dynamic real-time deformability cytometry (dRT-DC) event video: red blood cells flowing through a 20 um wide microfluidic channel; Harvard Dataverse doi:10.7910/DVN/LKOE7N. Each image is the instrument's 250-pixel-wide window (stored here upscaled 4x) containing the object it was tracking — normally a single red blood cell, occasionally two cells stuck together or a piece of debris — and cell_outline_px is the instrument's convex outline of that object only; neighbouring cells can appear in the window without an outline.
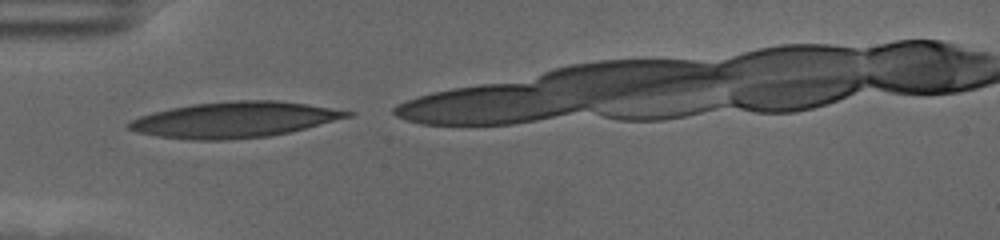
{"species": "human", "species_latin": "Homo sapiens", "temperature_condition": "cold", "stored_images_in_passage": 12, "camera_frame_rate_fps": 3000, "um_per_image_px": 0.085, "donor": {"sex": "female"}, "frame": {"image": 1, "passage_image": 1, "time_ms": 0.0, "image_size_px": [1000, 240], "cell_outline_px": [[356, 112], [352, 116], [288, 132], [268, 136], [224, 140], [192, 140], [156, 136], [136, 132], [128, 128], [124, 124], [140, 116], [172, 108], [192, 104], [236, 100], [276, 100], [332, 108]], "centroid_in_image_um": [19.89, 10.18], "position_along_channel_um": 65.1, "area_um2": 45.08}}
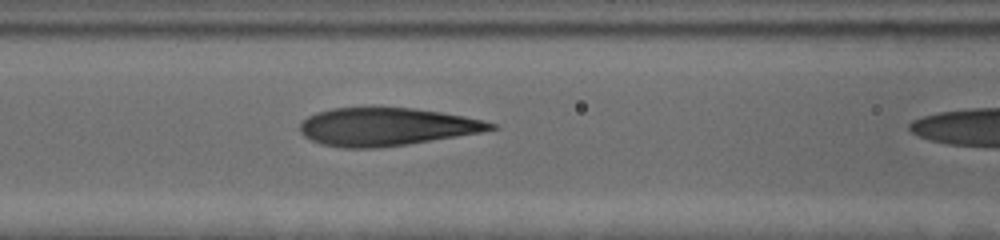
{"frame": {"image": 2, "passage_image": 7, "time_ms": 2.0, "image_size_px": [1000, 240], "cell_outline_px": [[500, 128], [480, 132], [408, 144], [372, 148], [344, 148], [320, 144], [304, 136], [300, 132], [300, 124], [308, 116], [316, 112], [332, 108], [412, 108], [440, 112], [464, 116], [484, 120], [496, 124]], "centroid_in_image_um": [32.84, 10.78], "position_along_channel_um": 133.8, "area_um2": 41.91}}
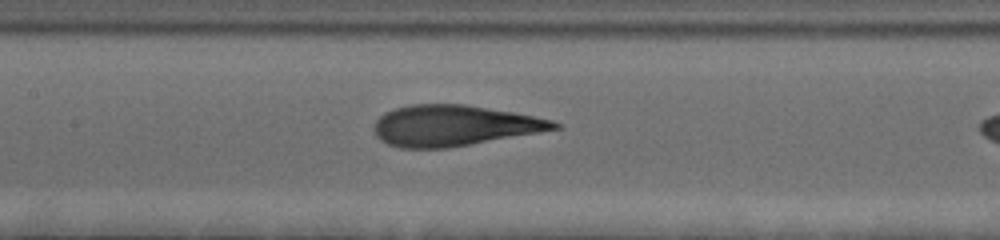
{"frame": {"image": 3, "passage_image": 10, "time_ms": 3.0, "image_size_px": [1000, 240], "cell_outline_px": [[564, 128], [448, 148], [400, 148], [388, 144], [380, 140], [376, 136], [376, 120], [384, 112], [396, 108], [412, 104], [464, 104], [512, 112], [552, 120], [564, 124]], "centroid_in_image_um": [38.62, 10.68], "position_along_channel_um": 168.8, "area_um2": 42.71}}